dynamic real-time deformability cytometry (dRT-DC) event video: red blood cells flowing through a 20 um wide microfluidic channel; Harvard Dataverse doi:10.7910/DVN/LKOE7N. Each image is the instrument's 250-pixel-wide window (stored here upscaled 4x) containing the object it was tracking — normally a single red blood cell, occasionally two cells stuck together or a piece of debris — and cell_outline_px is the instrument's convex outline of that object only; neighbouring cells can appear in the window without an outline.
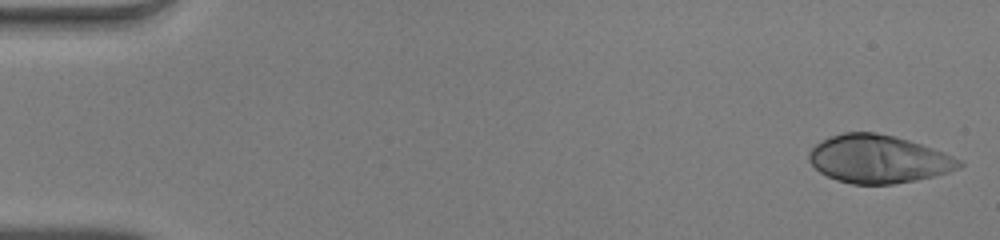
{"species": "human", "species_latin": "Homo sapiens", "temperature_condition": "warm", "stored_images_in_passage": 50, "camera_frame_rate_fps": 3000, "um_per_image_px": 0.085, "donor": {"sex": "male"}, "frame": {"image": 1, "passage_image": 1, "time_ms": 0.0, "image_size_px": [1000, 240], "cell_outline_px": [[964, 164], [960, 168], [948, 172], [916, 180], [892, 184], [852, 184], [836, 180], [820, 172], [808, 160], [808, 152], [816, 144], [828, 136], [844, 132], [876, 132], [908, 140], [944, 152], [964, 160]], "centroid_in_image_um": [74.67, 13.52], "position_along_channel_um": 10.3, "area_um2": 42.08}}
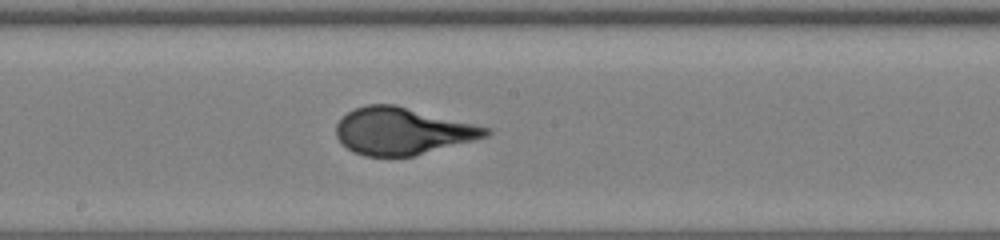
{"frame": {"image": 2, "passage_image": 27, "time_ms": 8.667, "image_size_px": [1000, 240], "cell_outline_px": [[492, 132], [488, 136], [412, 156], [364, 156], [352, 152], [336, 136], [336, 124], [348, 112], [356, 108], [368, 104], [396, 104], [492, 128]], "centroid_in_image_um": [34.21, 11.13], "position_along_channel_um": 214.0, "area_um2": 40.86}}
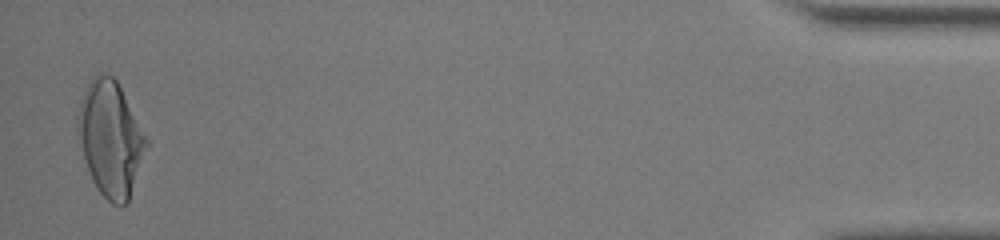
{"frame": {"image": 3, "passage_image": 49, "time_ms": 16.0, "image_size_px": [1000, 240], "cell_outline_px": [[148, 144], [128, 204], [112, 204], [96, 188], [92, 180], [76, 132], [76, 116], [84, 92], [92, 76], [112, 76], [116, 80], [148, 140]], "centroid_in_image_um": [9.38, 11.82], "position_along_channel_um": 425.8, "area_um2": 45.2}}